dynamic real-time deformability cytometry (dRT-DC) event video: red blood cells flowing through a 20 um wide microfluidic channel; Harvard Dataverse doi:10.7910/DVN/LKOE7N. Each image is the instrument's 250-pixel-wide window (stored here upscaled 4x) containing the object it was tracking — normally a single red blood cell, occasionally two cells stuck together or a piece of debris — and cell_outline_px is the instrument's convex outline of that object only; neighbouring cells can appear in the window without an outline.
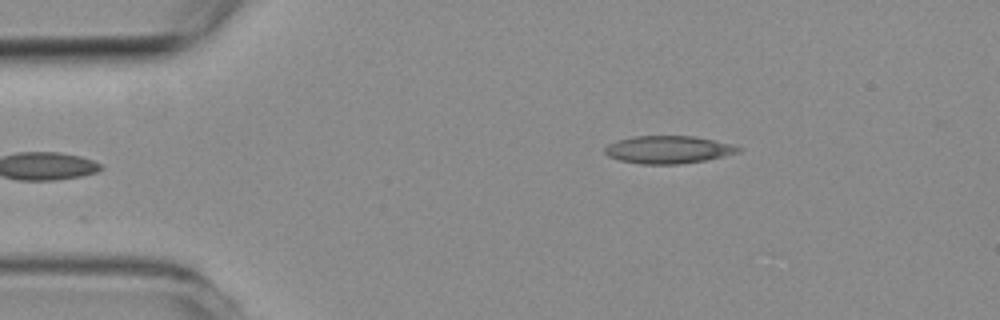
{"species": "common noctule bat (a hibernating species)", "species_latin": "Nyctalus noctula", "temperature_condition": "room temperature", "stored_images_in_passage": 4, "camera_frame_rate_fps": 3000, "um_per_image_px": 0.085, "animal": {"sex": "female", "body_mass_g": 19.3, "forearm_length_mm": 54.1}, "frame": {"image": 1, "passage_image": 4, "time_ms": 4.333, "image_size_px": [1000, 320], "cell_outline_px": [[744, 148], [740, 152], [708, 160], [680, 164], [640, 164], [620, 160], [608, 156], [604, 152], [604, 148], [608, 144], [616, 140], [636, 136], [692, 136], [732, 144]], "centroid_in_image_um": [56.81, 12.72], "position_along_channel_um": 28.2, "area_um2": 21.62}}